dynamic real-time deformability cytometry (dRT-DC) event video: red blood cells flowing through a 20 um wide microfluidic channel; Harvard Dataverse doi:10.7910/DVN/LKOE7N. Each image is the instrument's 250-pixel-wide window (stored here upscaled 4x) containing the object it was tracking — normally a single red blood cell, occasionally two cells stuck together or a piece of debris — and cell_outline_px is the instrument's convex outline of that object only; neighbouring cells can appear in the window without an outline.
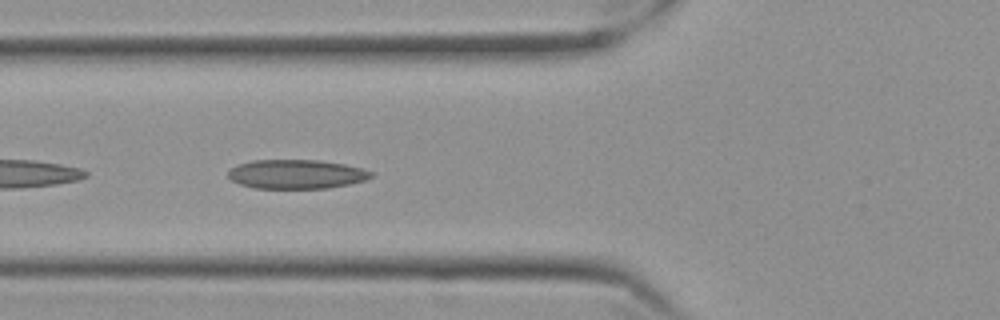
{"species": "Egyptian fruit bat (a non-hibernating species)", "species_latin": "Rousettus aegyptiacus", "temperature_condition": "cold", "stored_images_in_passage": 35, "camera_frame_rate_fps": 3000, "um_per_image_px": 0.085, "frame": {"image": 1, "passage_image": 4, "time_ms": 1.0, "image_size_px": [1000, 320], "cell_outline_px": [[376, 172], [372, 176], [364, 180], [348, 184], [328, 188], [256, 188], [240, 184], [232, 180], [228, 176], [228, 172], [232, 168], [240, 164], [252, 160], [320, 160], [344, 164]], "centroid_in_image_um": [25.21, 14.8], "position_along_channel_um": 100.6, "area_um2": 24.1}}
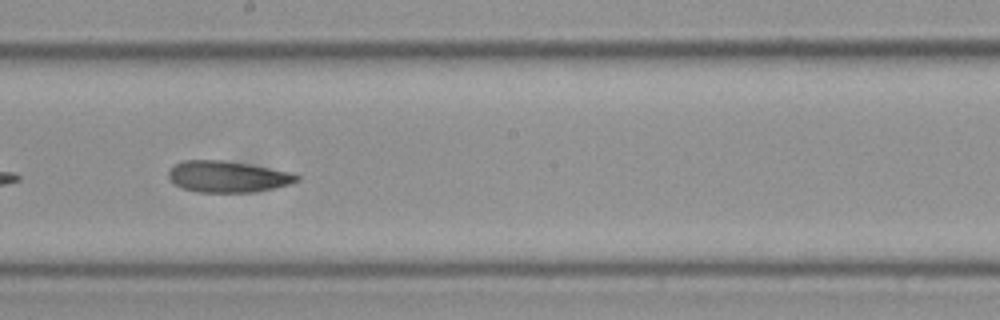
{"frame": {"image": 2, "passage_image": 15, "time_ms": 4.667, "image_size_px": [1000, 320], "cell_outline_px": [[300, 180], [288, 184], [272, 188], [252, 192], [200, 192], [180, 188], [168, 176], [168, 172], [176, 164], [184, 160], [224, 160], [296, 172], [300, 176]], "centroid_in_image_um": [19.39, 15.0], "position_along_channel_um": 228.8, "area_um2": 23.41}}
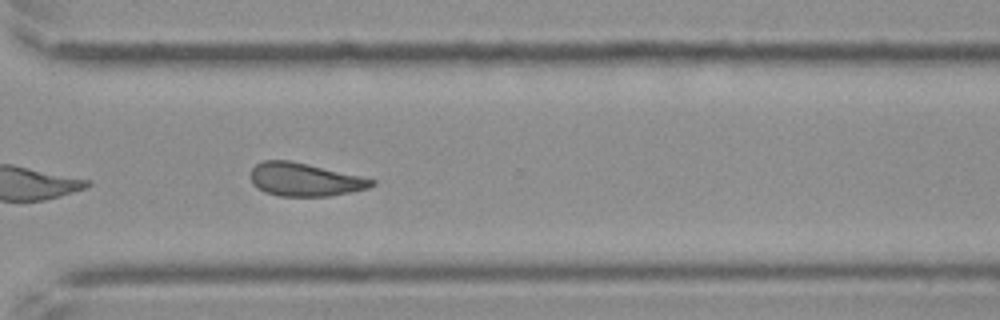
{"frame": {"image": 3, "passage_image": 25, "time_ms": 8.0, "image_size_px": [1000, 320], "cell_outline_px": [[376, 184], [368, 188], [328, 196], [280, 196], [264, 192], [252, 184], [252, 168], [256, 164], [264, 160], [288, 160], [360, 176], [376, 180]], "centroid_in_image_um": [25.88, 15.27], "position_along_channel_um": 344.7, "area_um2": 23.06}, "authors_computed_cell_mechanics": {"area_um2": 23.5824, "velocity_mm_per_s": 3.4784, "shape_relaxation_time_tau1_ms": null, "shape_relaxation_time_tau2_ms": 5.6463, "deformation_change_tau1": null, "deformation_change_tau2": 0.1508}}